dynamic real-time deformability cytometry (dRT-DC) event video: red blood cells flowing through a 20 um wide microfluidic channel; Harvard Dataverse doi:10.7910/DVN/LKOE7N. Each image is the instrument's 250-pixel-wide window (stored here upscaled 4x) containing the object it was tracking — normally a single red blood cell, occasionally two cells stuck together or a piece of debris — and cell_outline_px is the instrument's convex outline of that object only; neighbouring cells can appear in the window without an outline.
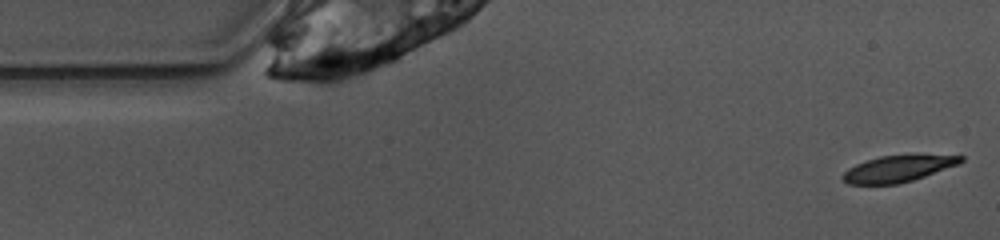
{"species": "common noctule bat (a hibernating species)", "species_latin": "Nyctalus noctula", "temperature_condition": "warm", "stored_images_in_passage": 49, "camera_frame_rate_fps": 3000, "um_per_image_px": 0.085, "animal": {"sex": "female", "body_mass_g": 10.0, "forearm_length_mm": 53.1}, "frame": {"image": 1, "passage_image": 1, "time_ms": 0.0, "image_size_px": [1000, 240], "cell_outline_px": [[964, 160], [960, 164], [912, 180], [896, 184], [848, 184], [840, 176], [848, 168], [856, 164], [880, 156], [916, 152], [964, 156]], "centroid_in_image_um": [76.41, 14.28], "position_along_channel_um": 8.6, "area_um2": 18.84}}
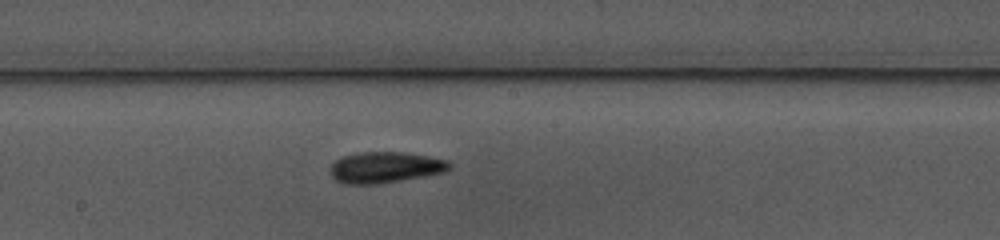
{"frame": {"image": 2, "passage_image": 24, "time_ms": 7.667, "image_size_px": [1000, 240], "cell_outline_px": [[452, 168], [444, 172], [424, 176], [376, 184], [344, 184], [336, 180], [332, 176], [328, 168], [336, 160], [344, 156], [360, 152], [400, 152], [428, 156], [448, 160], [452, 164]], "centroid_in_image_um": [32.74, 14.23], "position_along_channel_um": 215.5, "area_um2": 21.56}}
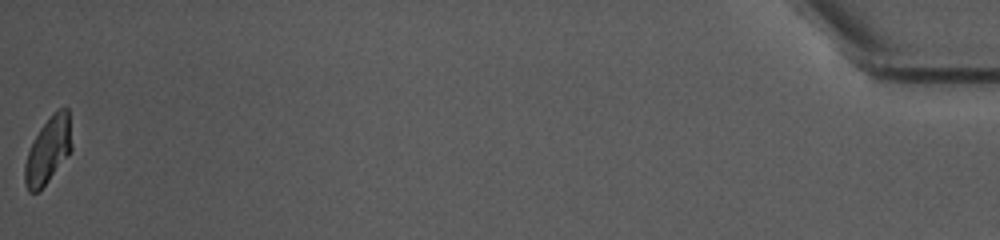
{"frame": {"image": 3, "passage_image": 49, "time_ms": 16.0, "image_size_px": [1000, 240], "cell_outline_px": [[72, 148], [68, 156], [48, 180], [36, 192], [28, 192], [24, 184], [24, 164], [28, 152], [40, 128], [52, 112], [60, 108], [68, 108], [72, 144]], "centroid_in_image_um": [4.09, 12.75], "position_along_channel_um": 431.1, "area_um2": 17.98}, "authors_computed_cell_mechanics": {"area_um2": 20.2878, "velocity_mm_per_s": 3.9008, "shape_relaxation_time_tau1_ms": 3.4122, "shape_relaxation_time_tau2_ms": 6.8643, "deformation_change_tau1": 0.1378, "deformation_change_tau2": 0.1292}}